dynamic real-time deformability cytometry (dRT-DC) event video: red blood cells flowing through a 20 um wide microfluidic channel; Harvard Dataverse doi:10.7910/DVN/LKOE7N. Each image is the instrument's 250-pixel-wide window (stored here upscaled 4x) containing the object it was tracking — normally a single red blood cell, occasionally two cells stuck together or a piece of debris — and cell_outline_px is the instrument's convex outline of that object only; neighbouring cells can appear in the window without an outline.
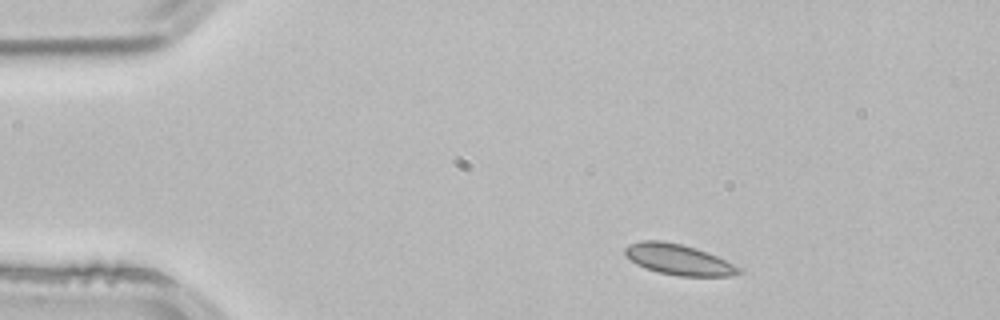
{"species": "common noctule bat (a hibernating species)", "species_latin": "Nyctalus noctula", "temperature_condition": "room temperature", "stored_images_in_passage": 2, "camera_frame_rate_fps": 3000, "um_per_image_px": 0.085, "animal": {"sex": "male", "body_mass_g": 21.5, "forearm_length_mm": 52.0}, "frame": {"image": 1, "passage_image": 1, "time_ms": 0.0, "image_size_px": [1000, 320], "cell_outline_px": [[744, 272], [728, 276], [680, 276], [656, 272], [644, 268], [636, 264], [624, 252], [624, 248], [628, 244], [640, 240], [660, 240], [680, 244], [696, 248], [708, 252], [740, 268]], "centroid_in_image_um": [57.64, 22.06], "position_along_channel_um": 27.4, "area_um2": 20.29}}